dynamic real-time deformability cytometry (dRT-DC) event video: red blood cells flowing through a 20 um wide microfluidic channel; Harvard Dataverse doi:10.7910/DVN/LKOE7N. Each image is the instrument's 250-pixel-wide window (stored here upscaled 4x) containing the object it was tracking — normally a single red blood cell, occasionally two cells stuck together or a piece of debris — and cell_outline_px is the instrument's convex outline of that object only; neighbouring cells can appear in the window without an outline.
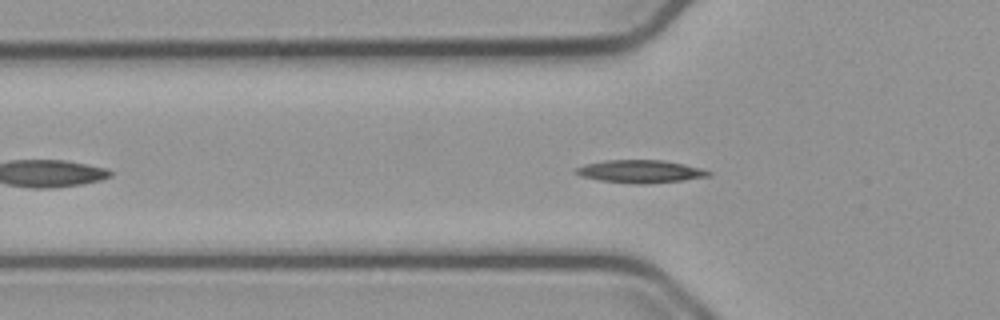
{"species": "common noctule bat (a hibernating species)", "species_latin": "Nyctalus noctula", "temperature_condition": "cold", "stored_images_in_passage": 48, "camera_frame_rate_fps": 3000, "um_per_image_px": 0.085, "animal": {"sex": "male", "body_mass_g": 23.1, "forearm_length_mm": 52.7}, "frame": {"image": 1, "passage_image": 10, "time_ms": 3.0, "image_size_px": [1000, 320], "cell_outline_px": [[712, 172], [708, 176], [684, 180], [648, 184], [632, 184], [600, 180], [580, 176], [572, 172], [576, 168], [584, 164], [604, 160], [664, 160], [684, 164], [700, 168]], "centroid_in_image_um": [54.38, 14.57], "position_along_channel_um": 71.4, "area_um2": 17.74}}
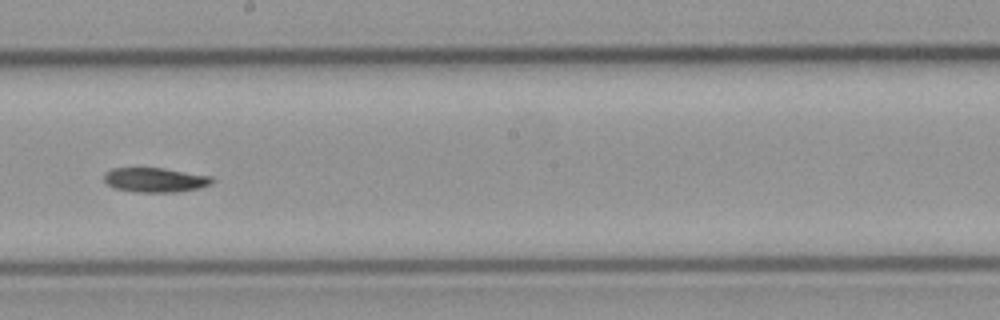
{"frame": {"image": 2, "passage_image": 23, "time_ms": 7.333, "image_size_px": [1000, 320], "cell_outline_px": [[216, 180], [212, 184], [200, 188], [176, 192], [136, 192], [116, 188], [108, 184], [104, 180], [104, 172], [112, 168], [164, 168], [212, 176]], "centroid_in_image_um": [13.23, 15.29], "position_along_channel_um": 235.0, "area_um2": 15.55}}
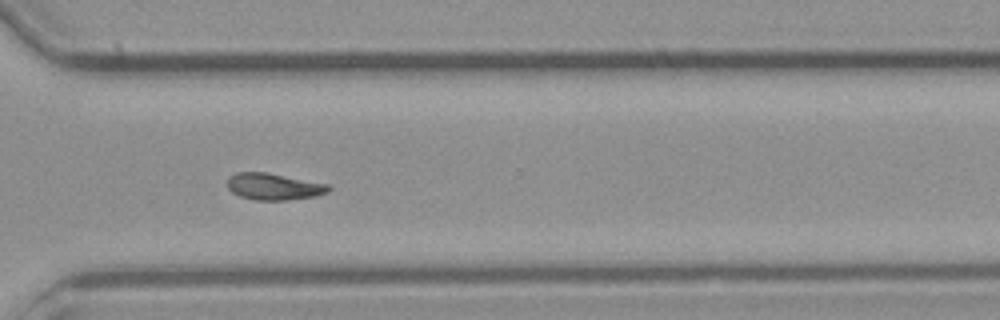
{"frame": {"image": 3, "passage_image": 32, "time_ms": 10.333, "image_size_px": [1000, 320], "cell_outline_px": [[332, 188], [328, 192], [316, 196], [284, 200], [256, 200], [240, 196], [232, 192], [228, 188], [228, 176], [236, 172], [268, 172], [328, 184]], "centroid_in_image_um": [23.27, 15.85], "position_along_channel_um": 347.3, "area_um2": 15.78}}